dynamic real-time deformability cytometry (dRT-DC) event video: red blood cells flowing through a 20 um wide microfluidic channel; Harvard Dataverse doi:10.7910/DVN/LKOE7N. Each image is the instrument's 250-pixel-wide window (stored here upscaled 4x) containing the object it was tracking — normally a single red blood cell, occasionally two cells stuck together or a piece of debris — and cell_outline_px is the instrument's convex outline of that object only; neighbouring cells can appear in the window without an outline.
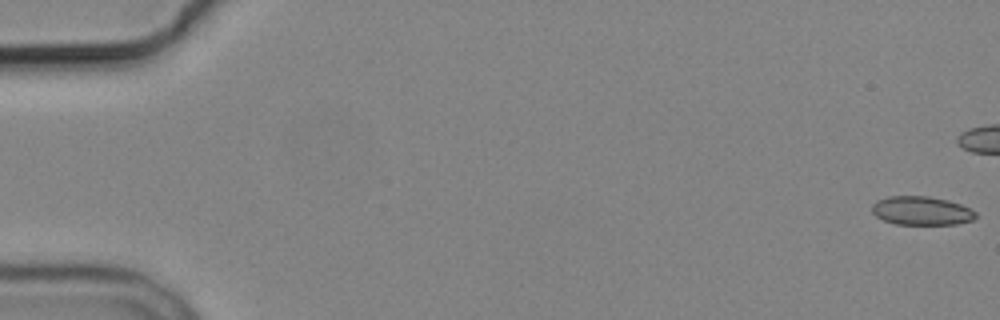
{"species": "common noctule bat (a hibernating species)", "species_latin": "Nyctalus noctula", "temperature_condition": "cold", "stored_images_in_passage": 10, "camera_frame_rate_fps": 3000, "um_per_image_px": 0.085, "animal": {"sex": "male", "body_mass_g": 19.2, "forearm_length_mm": 51.8}, "frame": {"image": 1, "passage_image": 1, "time_ms": 0.0, "image_size_px": [1000, 320], "cell_outline_px": [[976, 216], [972, 220], [956, 224], [896, 224], [884, 220], [876, 216], [872, 212], [872, 204], [876, 200], [888, 196], [928, 196], [948, 200], [960, 204], [976, 212]], "centroid_in_image_um": [78.3, 17.9], "position_along_channel_um": 6.7, "area_um2": 17.28}}